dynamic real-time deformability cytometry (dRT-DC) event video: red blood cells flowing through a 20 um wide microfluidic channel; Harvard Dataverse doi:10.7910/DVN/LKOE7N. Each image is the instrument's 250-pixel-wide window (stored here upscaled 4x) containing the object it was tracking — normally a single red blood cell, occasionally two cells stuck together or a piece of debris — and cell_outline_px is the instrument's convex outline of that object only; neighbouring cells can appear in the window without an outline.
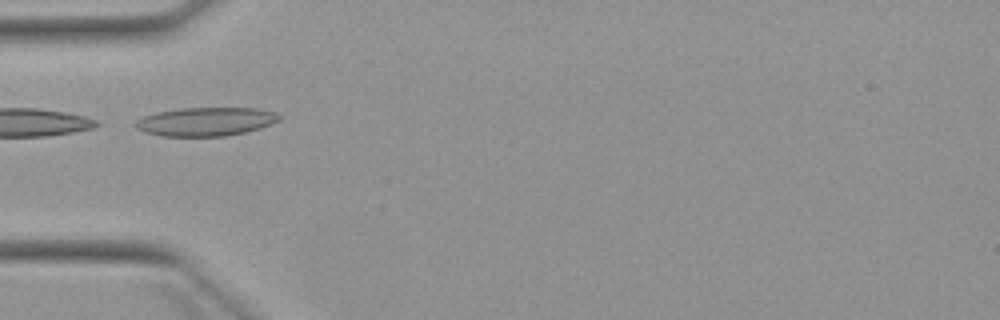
{"species": "Egyptian fruit bat (a non-hibernating species)", "species_latin": "Rousettus aegyptiacus", "temperature_condition": "warm", "stored_images_in_passage": 5, "camera_frame_rate_fps": 3000, "um_per_image_px": 0.085, "animal": {"sex": "female"}, "frame": {"image": 1, "passage_image": 5, "time_ms": 4.667, "image_size_px": [1000, 320], "cell_outline_px": [[280, 120], [260, 128], [244, 132], [224, 136], [160, 136], [136, 128], [136, 120], [140, 116], [156, 112], [180, 108], [256, 108], [276, 112], [280, 116]], "centroid_in_image_um": [17.48, 10.33], "position_along_channel_um": 67.5, "area_um2": 23.93}}